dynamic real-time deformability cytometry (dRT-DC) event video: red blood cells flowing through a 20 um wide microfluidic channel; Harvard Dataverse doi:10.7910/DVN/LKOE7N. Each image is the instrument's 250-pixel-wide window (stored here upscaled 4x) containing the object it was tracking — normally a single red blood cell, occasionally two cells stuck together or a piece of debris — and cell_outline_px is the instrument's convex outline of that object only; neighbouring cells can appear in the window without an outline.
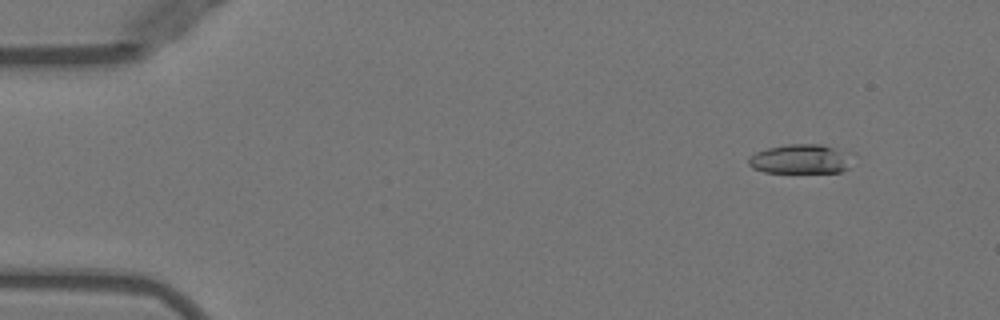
{"species": "Egyptian fruit bat (a non-hibernating species)", "species_latin": "Rousettus aegyptiacus", "temperature_condition": "warm", "stored_images_in_passage": 47, "camera_frame_rate_fps": 3000, "um_per_image_px": 0.085, "animal": {"sex": "female"}, "frame": {"image": 1, "passage_image": 1, "time_ms": 0.0, "image_size_px": [1000, 320], "cell_outline_px": [[848, 168], [840, 172], [764, 172], [752, 168], [748, 164], [748, 156], [756, 152], [768, 148], [788, 144], [820, 144], [832, 148], [840, 152], [844, 156]], "centroid_in_image_um": [67.86, 13.53], "position_along_channel_um": 17.1, "area_um2": 17.05}}
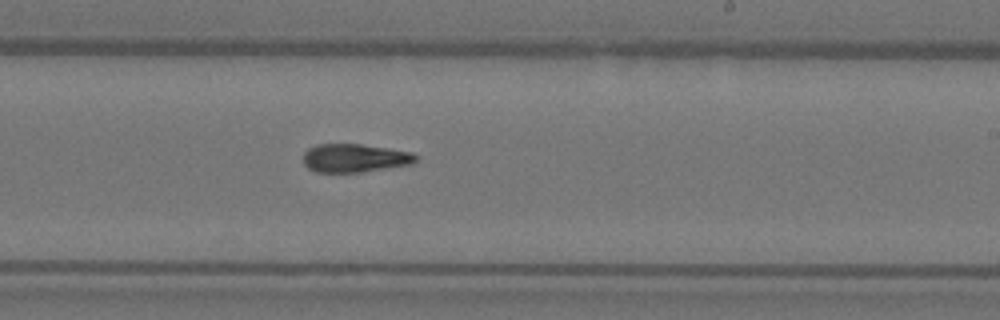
{"frame": {"image": 2, "passage_image": 27, "time_ms": 8.667, "image_size_px": [1000, 320], "cell_outline_px": [[420, 156], [412, 164], [360, 172], [316, 172], [308, 168], [304, 164], [304, 152], [308, 148], [316, 144], [360, 144], [388, 148], [412, 152]], "centroid_in_image_um": [30.16, 13.43], "position_along_channel_um": 258.8, "area_um2": 18.67}}
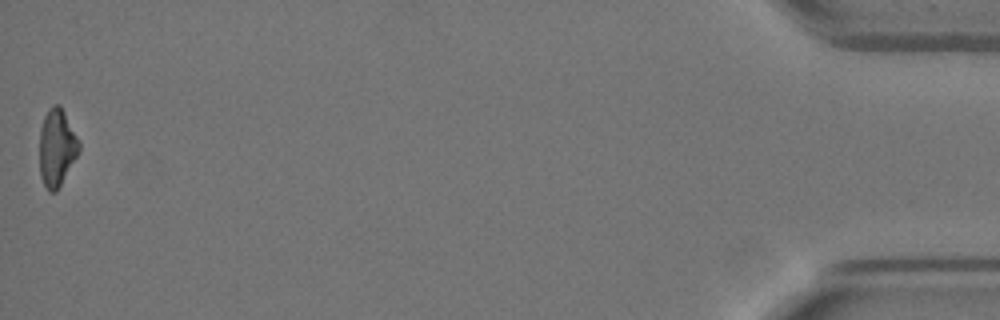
{"frame": {"image": 3, "passage_image": 47, "time_ms": 15.333, "image_size_px": [1000, 320], "cell_outline_px": [[80, 152], [56, 192], [48, 192], [40, 176], [40, 128], [44, 116], [48, 108], [52, 104], [60, 104], [80, 140]], "centroid_in_image_um": [4.84, 12.53], "position_along_channel_um": 430.4, "area_um2": 18.09}, "authors_computed_cell_mechanics": {"area_um2": 18.5538, "velocity_mm_per_s": 3.9877, "shape_relaxation_time_tau1_ms": 7.9735, "shape_relaxation_time_tau2_ms": 10.1083, "deformation_change_tau1": 0.2287, "deformation_change_tau2": 0.2369}}